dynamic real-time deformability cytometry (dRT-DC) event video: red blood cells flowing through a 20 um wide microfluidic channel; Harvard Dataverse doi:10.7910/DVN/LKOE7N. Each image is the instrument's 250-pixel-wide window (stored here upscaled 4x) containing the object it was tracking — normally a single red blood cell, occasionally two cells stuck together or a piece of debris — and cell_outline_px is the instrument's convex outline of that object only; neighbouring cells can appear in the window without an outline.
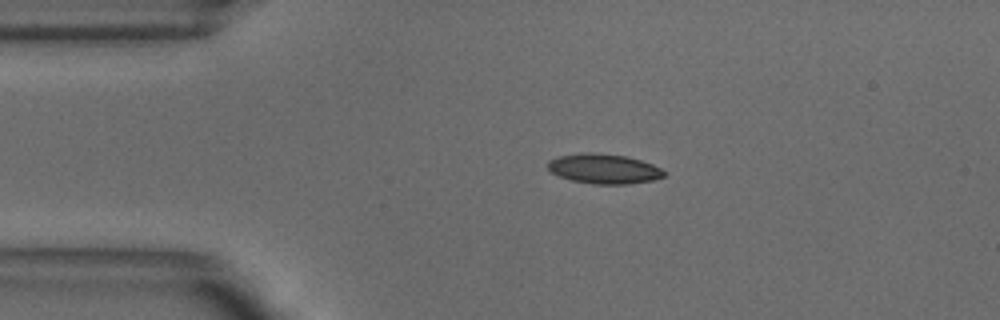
{"species": "common noctule bat (a hibernating species)", "species_latin": "Nyctalus noctula", "temperature_condition": "warm", "stored_images_in_passage": 44, "camera_frame_rate_fps": 3000, "um_per_image_px": 0.085, "animal": {"sex": "male", "body_mass_g": 18.8}, "frame": {"image": 1, "passage_image": 3, "time_ms": 0.667, "image_size_px": [1000, 320], "cell_outline_px": [[664, 176], [652, 180], [628, 184], [592, 184], [572, 180], [556, 176], [548, 168], [548, 160], [560, 156], [580, 152], [592, 152], [628, 156], [652, 164], [660, 168], [664, 172]], "centroid_in_image_um": [51.29, 14.34], "position_along_channel_um": 33.7, "area_um2": 20.23}}
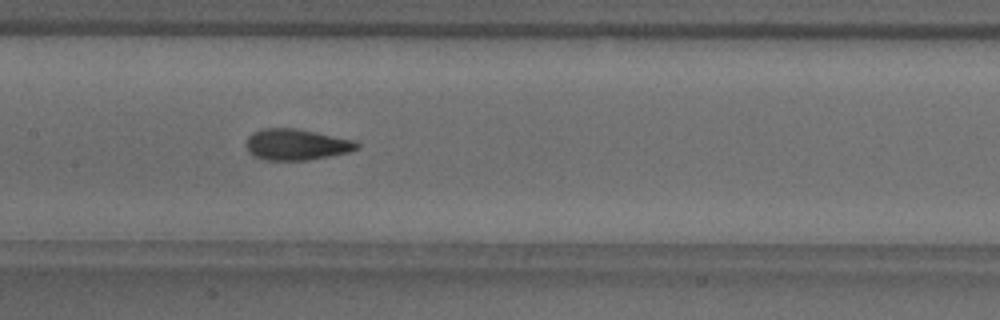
{"frame": {"image": 2, "passage_image": 17, "time_ms": 5.333, "image_size_px": [1000, 320], "cell_outline_px": [[360, 148], [348, 152], [308, 160], [264, 160], [252, 156], [248, 152], [248, 136], [252, 132], [264, 128], [296, 128], [356, 140], [360, 144]], "centroid_in_image_um": [25.21, 12.28], "position_along_channel_um": 182.2, "area_um2": 20.17}}
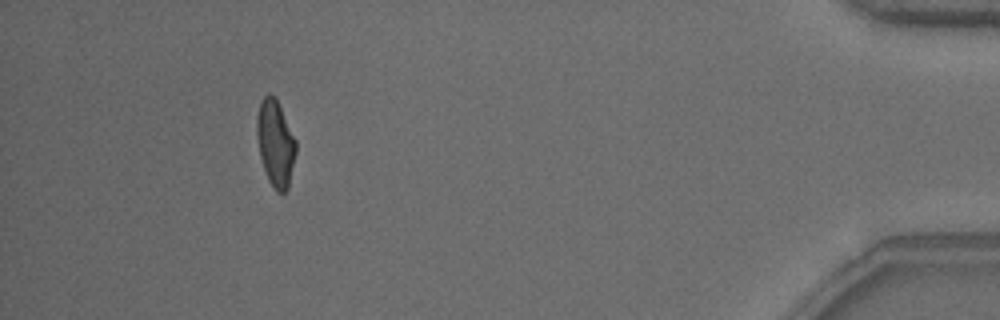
{"frame": {"image": 3, "passage_image": 40, "time_ms": 13.0, "image_size_px": [1000, 320], "cell_outline_px": [[296, 152], [288, 188], [284, 192], [276, 192], [268, 180], [260, 156], [256, 136], [256, 116], [260, 100], [268, 92], [276, 100], [296, 140]], "centroid_in_image_um": [23.39, 12.18], "position_along_channel_um": 411.8, "area_um2": 19.54}, "authors_computed_cell_mechanics": {"area_um2": 19.8832, "velocity_mm_per_s": 3.8599, "shape_relaxation_time_tau1_ms": 4.8833, "shape_relaxation_time_tau2_ms": 0.6749, "deformation_change_tau1": 0.1659, "deformation_change_tau2": 0.0592}}